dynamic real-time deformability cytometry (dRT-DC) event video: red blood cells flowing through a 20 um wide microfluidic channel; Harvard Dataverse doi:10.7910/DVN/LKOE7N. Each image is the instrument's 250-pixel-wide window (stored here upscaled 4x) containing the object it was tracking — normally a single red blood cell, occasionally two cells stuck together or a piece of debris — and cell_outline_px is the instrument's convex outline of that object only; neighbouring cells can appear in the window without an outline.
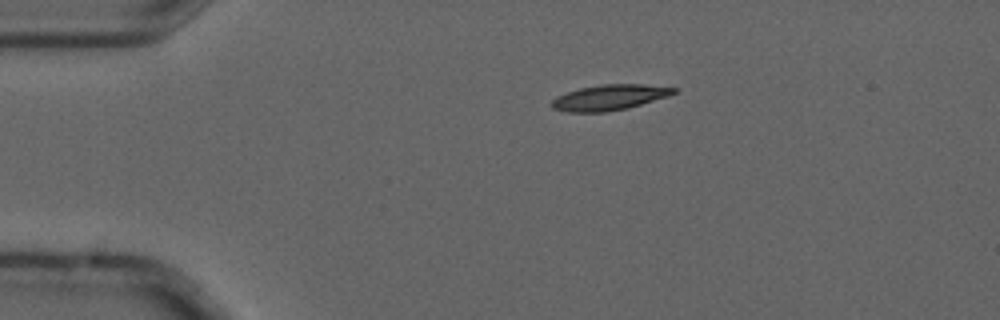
{"species": "common noctule bat (a hibernating species)", "species_latin": "Nyctalus noctula", "temperature_condition": "cold", "stored_images_in_passage": 3, "camera_frame_rate_fps": 3000, "um_per_image_px": 0.085, "animal": {"sex": "male", "forearm_length_mm": 52.5}, "frame": {"image": 1, "passage_image": 1, "time_ms": 0.0, "image_size_px": [1000, 320], "cell_outline_px": [[680, 88], [676, 92], [668, 96], [628, 108], [604, 112], [568, 112], [552, 108], [552, 100], [556, 96], [580, 88], [604, 84], [644, 84]], "centroid_in_image_um": [51.83, 8.28], "position_along_channel_um": 33.2, "area_um2": 18.09}}
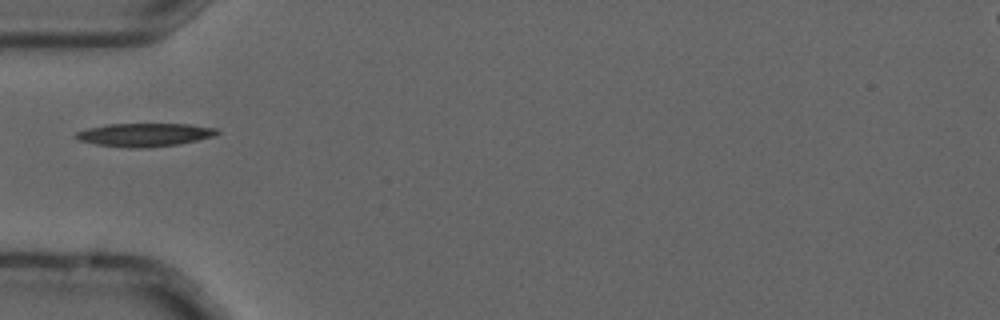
{"frame": {"image": 2, "passage_image": 3, "time_ms": 0.667, "image_size_px": [1000, 320], "cell_outline_px": [[220, 132], [212, 136], [180, 144], [148, 148], [128, 148], [96, 144], [80, 140], [72, 136], [76, 132], [88, 128], [108, 124], [188, 124], [220, 128]], "centroid_in_image_um": [12.3, 11.46], "position_along_channel_um": 72.7, "area_um2": 19.25}}